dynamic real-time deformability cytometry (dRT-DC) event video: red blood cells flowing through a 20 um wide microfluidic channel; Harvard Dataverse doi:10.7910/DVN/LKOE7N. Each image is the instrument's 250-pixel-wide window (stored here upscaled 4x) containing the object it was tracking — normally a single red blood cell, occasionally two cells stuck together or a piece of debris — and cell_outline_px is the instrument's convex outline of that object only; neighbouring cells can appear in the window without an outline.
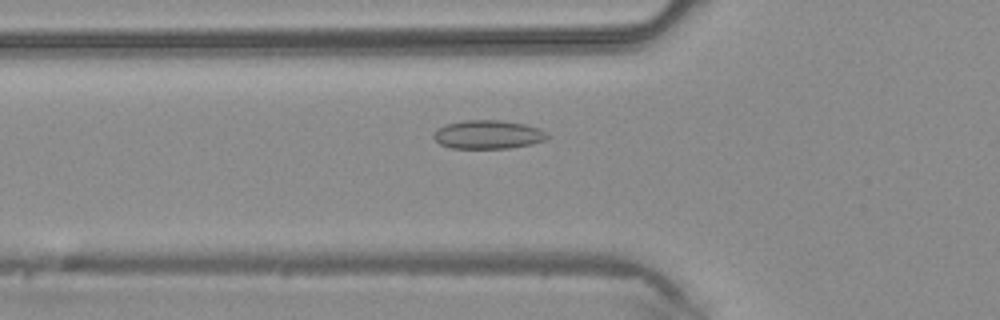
{"species": "common noctule bat (a hibernating species)", "species_latin": "Nyctalus noctula", "temperature_condition": "warm", "stored_images_in_passage": 31, "camera_frame_rate_fps": 3000, "um_per_image_px": 0.085, "animal": {"sex": "male", "body_mass_g": 20.4}, "frame": {"image": 1, "passage_image": 3, "time_ms": 0.667, "image_size_px": [1000, 320], "cell_outline_px": [[548, 136], [544, 140], [532, 144], [512, 148], [452, 148], [440, 144], [432, 136], [444, 124], [464, 120], [500, 120], [524, 124], [540, 128], [548, 132]], "centroid_in_image_um": [41.51, 11.43], "position_along_channel_um": 84.3, "area_um2": 18.96}}
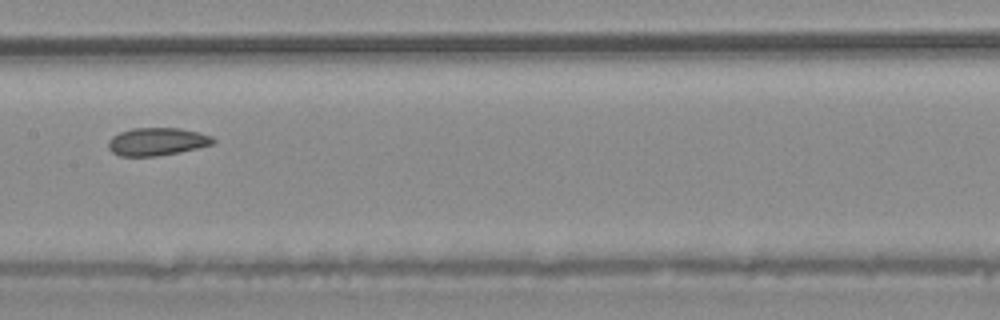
{"frame": {"image": 2, "passage_image": 10, "time_ms": 3.0, "image_size_px": [1000, 320], "cell_outline_px": [[216, 140], [212, 144], [180, 152], [156, 156], [120, 156], [112, 152], [108, 148], [108, 140], [112, 136], [120, 132], [132, 128], [180, 128], [212, 136]], "centroid_in_image_um": [13.31, 12.04], "position_along_channel_um": 194.1, "area_um2": 16.94}}
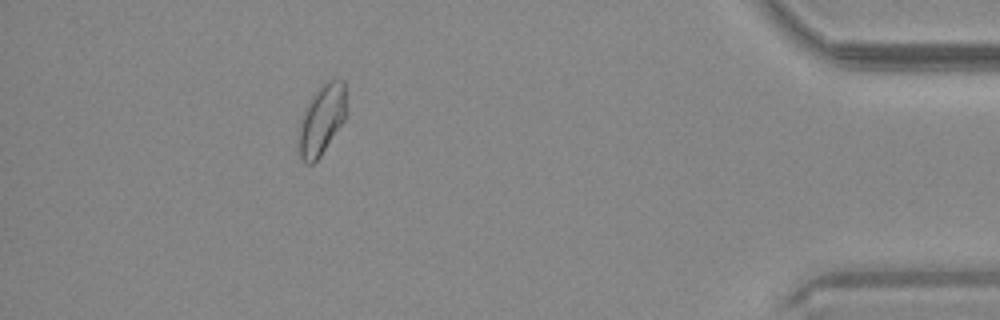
{"frame": {"image": 3, "passage_image": 27, "time_ms": 8.667, "image_size_px": [1000, 320], "cell_outline_px": [[344, 120], [320, 156], [312, 164], [304, 164], [300, 156], [300, 128], [304, 108], [312, 96], [328, 80], [344, 80]], "centroid_in_image_um": [27.33, 10.2], "position_along_channel_um": 407.9, "area_um2": 18.55}}